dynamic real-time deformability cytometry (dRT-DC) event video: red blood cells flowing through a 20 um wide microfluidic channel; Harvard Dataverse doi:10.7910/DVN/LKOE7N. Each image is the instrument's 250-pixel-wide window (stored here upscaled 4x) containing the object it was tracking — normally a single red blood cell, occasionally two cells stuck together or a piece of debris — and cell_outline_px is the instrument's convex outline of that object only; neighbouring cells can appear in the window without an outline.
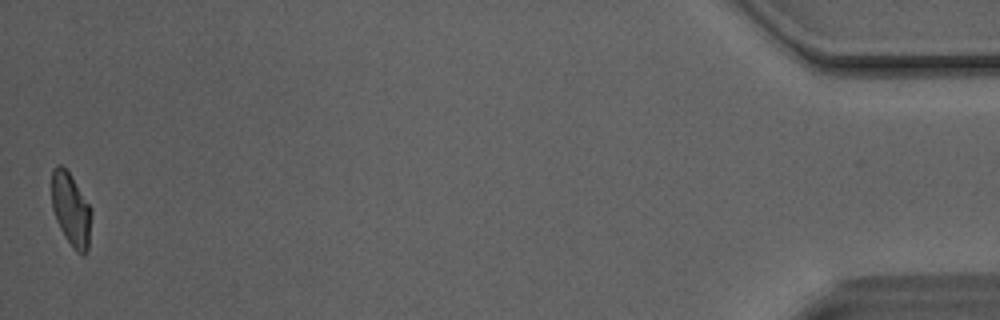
{"species": "Egyptian fruit bat (a non-hibernating species)", "species_latin": "Rousettus aegyptiacus", "temperature_condition": "room temperature", "stored_images_in_passage": 42, "camera_frame_rate_fps": 3000, "um_per_image_px": 0.085, "animal": {"sex": "male"}, "frame": {"image": 1, "passage_image": 42, "time_ms": 13.667, "image_size_px": [1000, 320], "cell_outline_px": [[92, 212], [88, 248], [84, 256], [80, 256], [72, 248], [64, 236], [56, 220], [52, 208], [52, 168], [56, 164], [60, 164], [68, 172], [92, 208]], "centroid_in_image_um": [6.04, 17.86], "position_along_channel_um": 429.2, "area_um2": 17.05}, "authors_computed_cell_mechanics": {"area_um2": 17.8891, "velocity_mm_per_s": 4.1255, "shape_relaxation_time_tau1_ms": 5.1595, "shape_relaxation_time_tau2_ms": 2.1633, "deformation_change_tau1": 0.1642, "deformation_change_tau2": 0.0941}}